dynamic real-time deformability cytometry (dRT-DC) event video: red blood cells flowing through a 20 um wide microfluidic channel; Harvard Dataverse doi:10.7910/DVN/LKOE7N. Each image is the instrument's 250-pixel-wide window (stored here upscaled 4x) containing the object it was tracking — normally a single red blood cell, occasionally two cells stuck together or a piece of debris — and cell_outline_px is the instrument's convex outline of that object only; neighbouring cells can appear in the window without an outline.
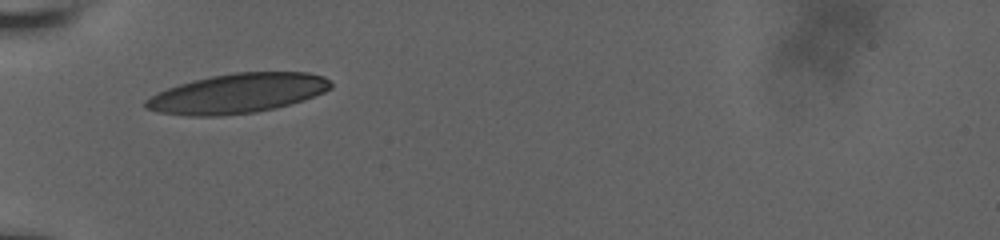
{"species": "human", "species_latin": "Homo sapiens", "temperature_condition": "room temperature", "stored_images_in_passage": 7, "camera_frame_rate_fps": 3000, "um_per_image_px": 0.085, "donor": {"sex": "male"}, "frame": {"image": 1, "passage_image": 1, "time_ms": 0.0, "image_size_px": [1000, 240], "cell_outline_px": [[332, 88], [324, 92], [304, 100], [276, 108], [256, 112], [216, 116], [192, 116], [160, 112], [144, 108], [144, 100], [156, 92], [180, 84], [212, 76], [236, 72], [308, 72], [324, 76], [332, 84]], "centroid_in_image_um": [20.2, 7.94], "position_along_channel_um": 64.8, "area_um2": 42.6}}
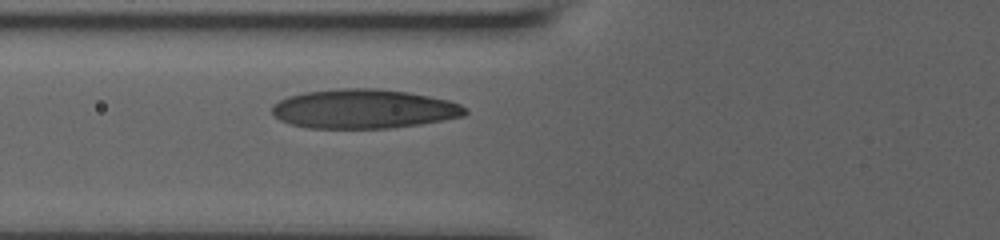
{"frame": {"image": 2, "passage_image": 5, "time_ms": 1.0, "image_size_px": [1000, 240], "cell_outline_px": [[468, 112], [464, 116], [420, 124], [392, 128], [308, 128], [288, 124], [280, 120], [272, 112], [272, 104], [288, 96], [304, 92], [336, 88], [376, 88], [408, 92], [448, 100], [460, 104], [468, 108]], "centroid_in_image_um": [30.91, 9.25], "position_along_channel_um": 94.9, "area_um2": 44.39}}